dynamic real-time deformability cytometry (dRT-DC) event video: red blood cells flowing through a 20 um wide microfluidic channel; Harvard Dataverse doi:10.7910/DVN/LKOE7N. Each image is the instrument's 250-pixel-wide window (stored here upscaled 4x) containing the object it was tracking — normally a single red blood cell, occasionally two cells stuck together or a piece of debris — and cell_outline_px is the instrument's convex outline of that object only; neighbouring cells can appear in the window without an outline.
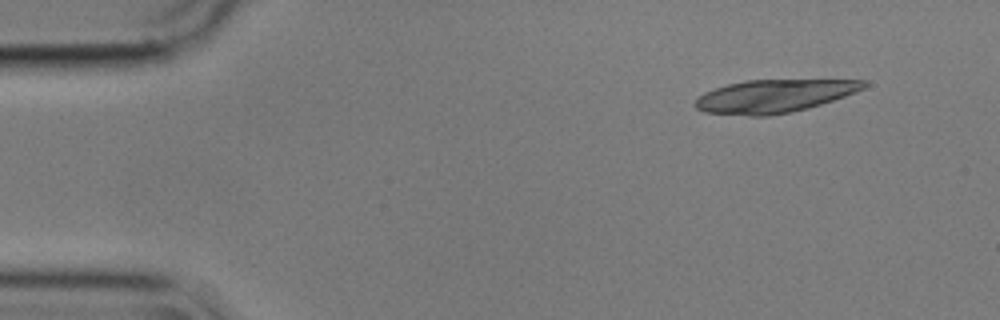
{"species": "common noctule bat (a hibernating species)", "species_latin": "Nyctalus noctula", "temperature_condition": "cold", "stored_images_in_passage": 14, "camera_frame_rate_fps": 3000, "um_per_image_px": 0.085, "animal": {"sex": "male", "body_mass_g": 17.9}, "frame": {"image": 1, "passage_image": 1, "time_ms": 0.0, "image_size_px": [1000, 320], "cell_outline_px": [[868, 84], [864, 88], [844, 96], [808, 108], [792, 112], [768, 116], [752, 116], [704, 112], [696, 108], [692, 104], [696, 96], [704, 92], [728, 84], [744, 80], [864, 80]], "centroid_in_image_um": [65.72, 8.17], "position_along_channel_um": 19.3, "area_um2": 32.37}}